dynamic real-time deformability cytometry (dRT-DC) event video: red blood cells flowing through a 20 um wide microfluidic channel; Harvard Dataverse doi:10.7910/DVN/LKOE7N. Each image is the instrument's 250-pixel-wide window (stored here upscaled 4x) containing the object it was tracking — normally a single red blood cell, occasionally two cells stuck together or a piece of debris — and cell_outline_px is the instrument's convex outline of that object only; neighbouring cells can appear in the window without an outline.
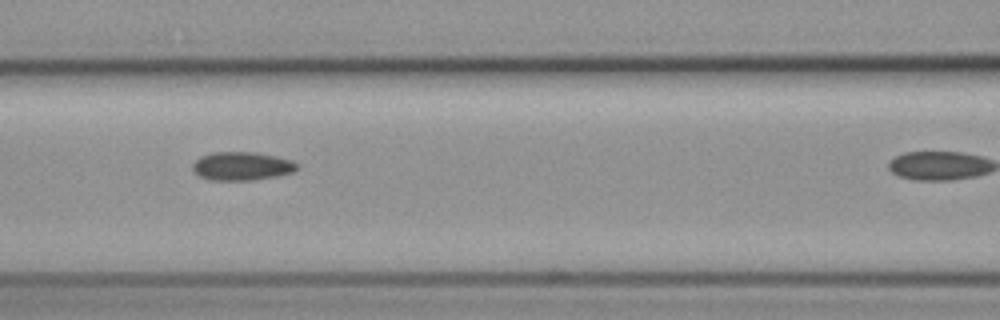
{"species": "common noctule bat (a hibernating species)", "species_latin": "Nyctalus noctula", "temperature_condition": "cold", "stored_images_in_passage": 8, "camera_frame_rate_fps": 3000, "um_per_image_px": 0.085, "animal": {"sex": "female", "body_mass_g": 19.3, "forearm_length_mm": 54.1}, "frame": {"image": 1, "passage_image": 6, "time_ms": 7.333, "image_size_px": [1000, 320], "cell_outline_px": [[296, 168], [292, 172], [276, 176], [252, 180], [208, 180], [200, 176], [192, 168], [192, 164], [200, 156], [212, 152], [256, 152], [276, 156], [292, 160], [296, 164]], "centroid_in_image_um": [20.52, 14.11], "position_along_channel_um": 146.1, "area_um2": 17.22}}